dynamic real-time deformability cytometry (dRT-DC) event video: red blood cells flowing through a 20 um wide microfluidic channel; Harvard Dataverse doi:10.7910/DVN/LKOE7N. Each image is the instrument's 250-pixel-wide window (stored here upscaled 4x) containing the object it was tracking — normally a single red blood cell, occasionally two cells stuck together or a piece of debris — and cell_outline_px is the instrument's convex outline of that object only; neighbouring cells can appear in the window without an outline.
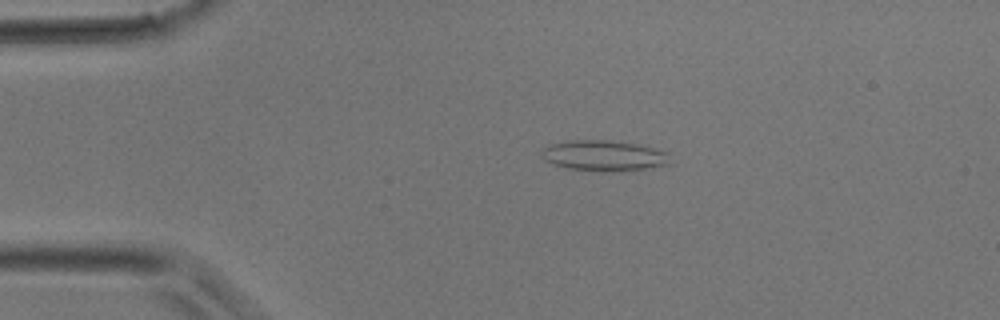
{"species": "common noctule bat (a hibernating species)", "species_latin": "Nyctalus noctula", "temperature_condition": "room temperature", "stored_images_in_passage": 34, "camera_frame_rate_fps": 3000, "um_per_image_px": 0.085, "animal": {"sex": "male", "body_mass_g": 17.9}, "frame": {"image": 1, "passage_image": 3, "time_ms": 0.667, "image_size_px": [1000, 320], "cell_outline_px": [[668, 164], [648, 168], [620, 172], [600, 172], [568, 168], [552, 164], [544, 160], [540, 152], [548, 144], [568, 140], [612, 140], [636, 144], [668, 152]], "centroid_in_image_um": [51.28, 13.24], "position_along_channel_um": 33.7, "area_um2": 23.18}}
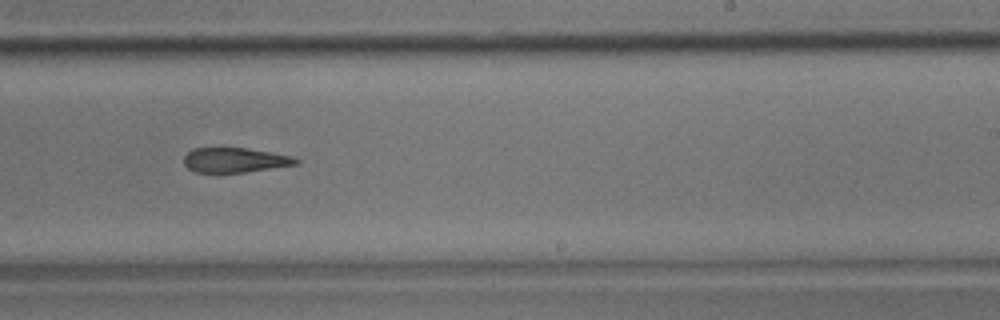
{"frame": {"image": 2, "passage_image": 19, "time_ms": 6.0, "image_size_px": [1000, 320], "cell_outline_px": [[300, 164], [244, 172], [196, 172], [188, 168], [184, 164], [184, 156], [192, 148], [248, 148], [272, 152], [292, 156], [300, 160]], "centroid_in_image_um": [19.99, 13.6], "position_along_channel_um": 269.0, "area_um2": 16.18}}
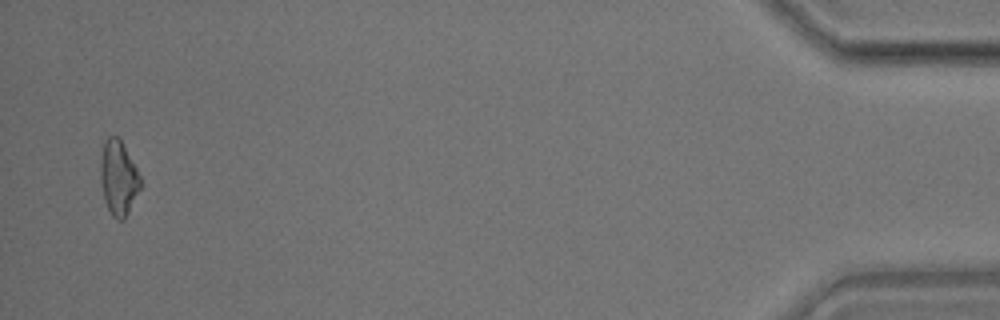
{"frame": {"image": 3, "passage_image": 33, "time_ms": 10.667, "image_size_px": [1000, 320], "cell_outline_px": [[144, 184], [124, 220], [116, 220], [112, 216], [104, 200], [100, 184], [100, 160], [104, 140], [108, 136], [120, 136]], "centroid_in_image_um": [10.08, 15.12], "position_along_channel_um": 425.1, "area_um2": 17.92}}